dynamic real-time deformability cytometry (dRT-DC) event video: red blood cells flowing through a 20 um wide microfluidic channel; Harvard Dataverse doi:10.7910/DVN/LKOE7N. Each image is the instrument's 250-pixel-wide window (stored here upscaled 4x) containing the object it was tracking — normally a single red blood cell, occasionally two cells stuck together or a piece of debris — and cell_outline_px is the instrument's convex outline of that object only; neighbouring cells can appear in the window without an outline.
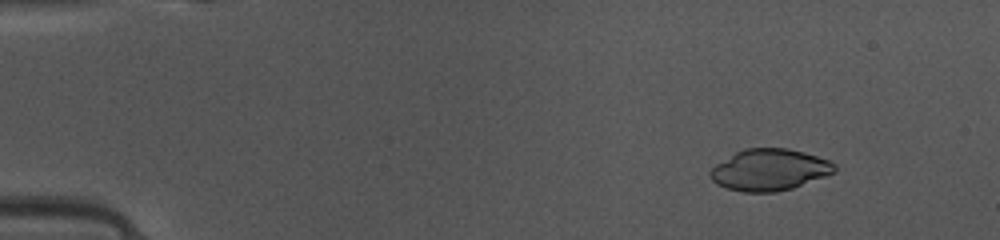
{"species": "common noctule bat (a hibernating species)", "species_latin": "Nyctalus noctula", "temperature_condition": "warm", "stored_images_in_passage": 46, "camera_frame_rate_fps": 3000, "um_per_image_px": 0.085, "animal": {"sex": "female", "body_mass_g": 10.0, "forearm_length_mm": 53.1}, "frame": {"image": 1, "passage_image": 4, "time_ms": 1.0, "image_size_px": [1000, 240], "cell_outline_px": [[836, 172], [792, 188], [776, 192], [744, 192], [724, 188], [716, 184], [708, 176], [708, 172], [716, 164], [736, 152], [744, 148], [788, 148], [804, 152], [828, 160], [836, 164]], "centroid_in_image_um": [65.38, 14.44], "position_along_channel_um": 19.6, "area_um2": 30.17}}
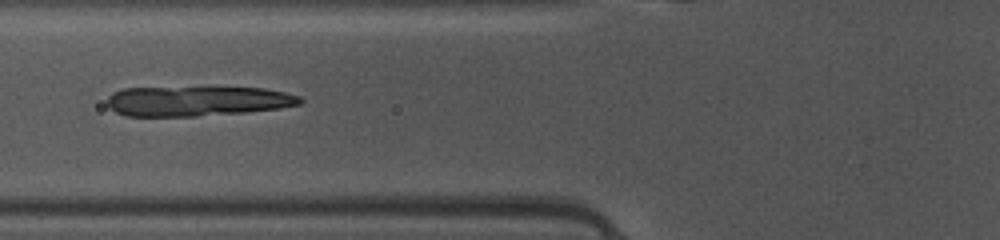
{"frame": {"image": 2, "passage_image": 17, "time_ms": 5.333, "image_size_px": [1000, 240], "cell_outline_px": [[304, 100], [300, 104], [280, 108], [244, 112], [196, 116], [124, 116], [108, 108], [108, 96], [112, 92], [124, 88], [264, 88], [284, 92], [300, 96]], "centroid_in_image_um": [16.75, 8.6], "position_along_channel_um": 109.1, "area_um2": 33.47}}